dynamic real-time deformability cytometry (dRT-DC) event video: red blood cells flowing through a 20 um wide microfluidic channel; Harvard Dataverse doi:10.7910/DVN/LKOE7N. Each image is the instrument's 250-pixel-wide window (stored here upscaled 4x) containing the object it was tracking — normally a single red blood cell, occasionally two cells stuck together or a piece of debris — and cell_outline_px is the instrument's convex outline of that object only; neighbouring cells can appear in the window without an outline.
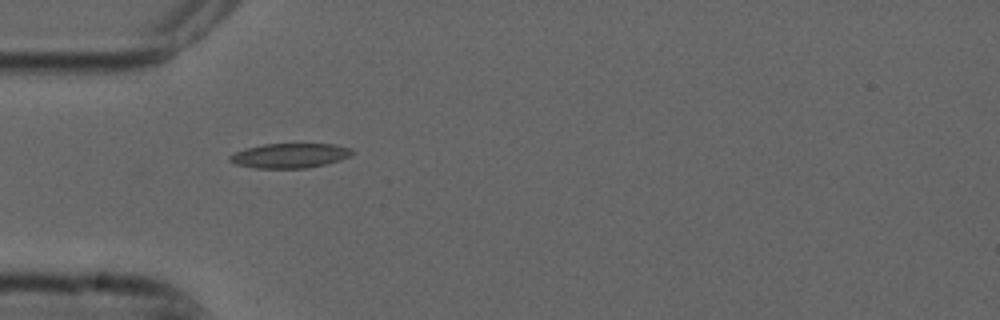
{"species": "common noctule bat (a hibernating species)", "species_latin": "Nyctalus noctula", "temperature_condition": "cold", "stored_images_in_passage": 2, "camera_frame_rate_fps": 3000, "um_per_image_px": 0.085, "animal": {"sex": "male", "forearm_length_mm": 52.5}, "frame": {"image": 1, "passage_image": 1, "time_ms": 0.0, "image_size_px": [1000, 320], "cell_outline_px": [[356, 152], [340, 160], [308, 168], [256, 168], [236, 164], [228, 160], [228, 156], [244, 148], [264, 144], [332, 144], [352, 148]], "centroid_in_image_um": [24.63, 13.22], "position_along_channel_um": 60.4, "area_um2": 17.57}}
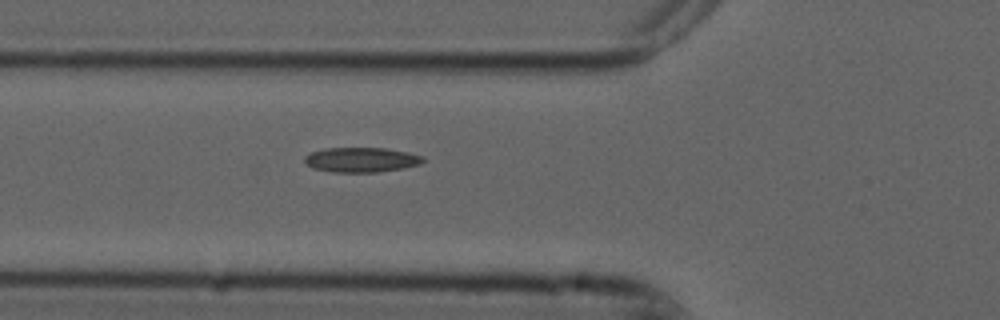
{"frame": {"image": 2, "passage_image": 2, "time_ms": 0.333, "image_size_px": [1000, 320], "cell_outline_px": [[428, 160], [420, 164], [404, 168], [376, 172], [332, 172], [312, 168], [304, 160], [304, 156], [312, 152], [324, 148], [384, 148], [408, 152], [424, 156]], "centroid_in_image_um": [30.75, 13.58], "position_along_channel_um": 95.0, "area_um2": 17.22}}